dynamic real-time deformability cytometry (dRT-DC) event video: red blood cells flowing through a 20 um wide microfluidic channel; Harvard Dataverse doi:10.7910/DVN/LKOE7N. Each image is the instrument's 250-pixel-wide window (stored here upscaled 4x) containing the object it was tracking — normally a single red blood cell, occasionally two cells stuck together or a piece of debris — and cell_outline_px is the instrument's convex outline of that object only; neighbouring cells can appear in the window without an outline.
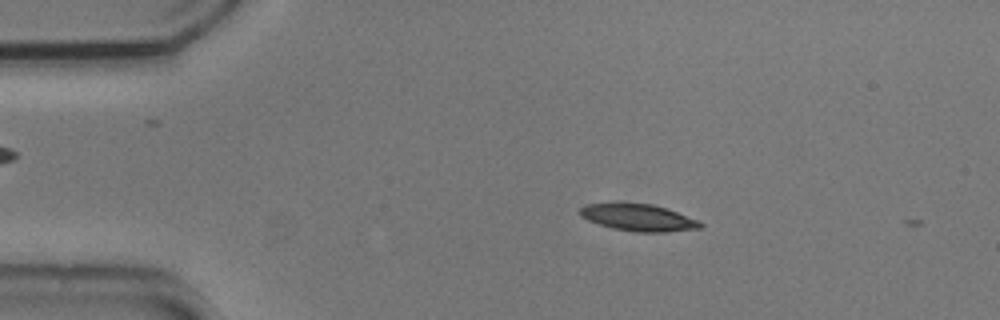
{"species": "common noctule bat (a hibernating species)", "species_latin": "Nyctalus noctula", "temperature_condition": "cold", "stored_images_in_passage": 2, "camera_frame_rate_fps": 3000, "um_per_image_px": 0.085, "animal": {"sex": "male", "body_mass_g": 20.5, "forearm_length_mm": 52.5}, "frame": {"image": 1, "passage_image": 1, "time_ms": 0.0, "image_size_px": [1000, 320], "cell_outline_px": [[704, 224], [700, 228], [664, 232], [636, 232], [612, 228], [588, 220], [580, 216], [580, 208], [584, 204], [652, 204], [668, 208], [700, 220]], "centroid_in_image_um": [54.32, 18.5], "position_along_channel_um": 30.7, "area_um2": 18.73}}